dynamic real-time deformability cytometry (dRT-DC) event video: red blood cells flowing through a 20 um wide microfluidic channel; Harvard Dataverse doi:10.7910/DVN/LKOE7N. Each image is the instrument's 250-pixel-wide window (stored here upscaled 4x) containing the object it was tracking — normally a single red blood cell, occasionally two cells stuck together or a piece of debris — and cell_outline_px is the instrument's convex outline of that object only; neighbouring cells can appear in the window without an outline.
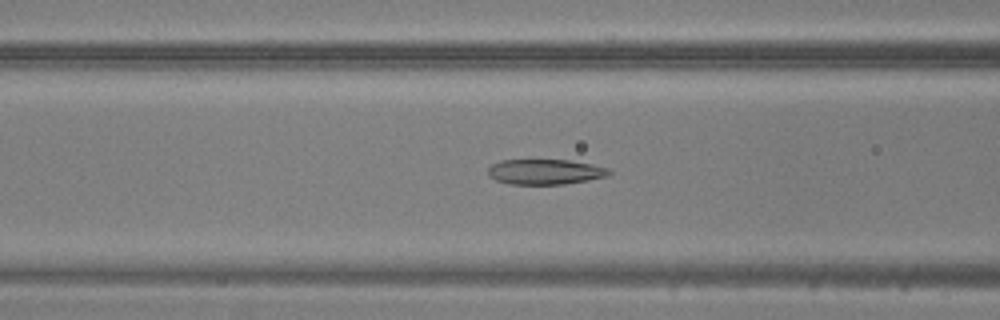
{"species": "common noctule bat (a hibernating species)", "species_latin": "Nyctalus noctula", "temperature_condition": "warm", "stored_images_in_passage": 34, "camera_frame_rate_fps": 3000, "um_per_image_px": 0.085, "animal": {"sex": "male", "body_mass_g": 20.5, "forearm_length_mm": 52.5}, "frame": {"image": 1, "passage_image": 5, "time_ms": 1.333, "image_size_px": [1000, 320], "cell_outline_px": [[612, 172], [608, 176], [588, 180], [564, 184], [508, 184], [496, 180], [488, 176], [488, 168], [492, 164], [500, 160], [568, 160], [592, 164], [608, 168]], "centroid_in_image_um": [46.33, 14.6], "position_along_channel_um": 120.3, "area_um2": 17.86}}
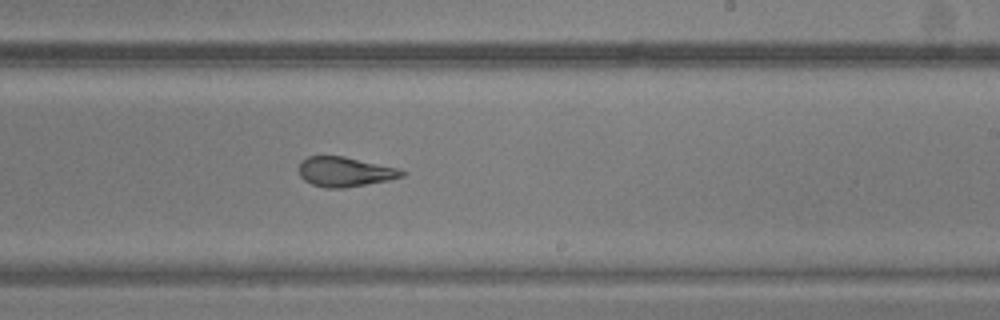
{"frame": {"image": 2, "passage_image": 15, "time_ms": 4.667, "image_size_px": [1000, 320], "cell_outline_px": [[408, 172], [404, 176], [388, 180], [344, 188], [324, 188], [312, 184], [304, 180], [300, 176], [300, 160], [308, 156], [344, 156], [400, 168]], "centroid_in_image_um": [29.34, 14.59], "position_along_channel_um": 259.7, "area_um2": 17.98}}
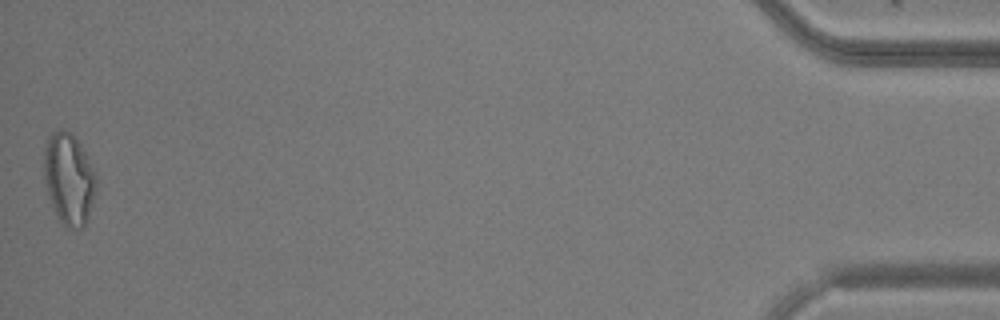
{"frame": {"image": 3, "passage_image": 34, "time_ms": 11.0, "image_size_px": [1000, 320], "cell_outline_px": [[96, 192], [88, 220], [84, 228], [68, 228], [60, 220], [52, 204], [44, 180], [44, 148], [48, 136], [52, 132], [60, 128], [68, 132], [80, 144], [96, 172]], "centroid_in_image_um": [5.87, 15.21], "position_along_channel_um": 429.3, "area_um2": 27.8}}